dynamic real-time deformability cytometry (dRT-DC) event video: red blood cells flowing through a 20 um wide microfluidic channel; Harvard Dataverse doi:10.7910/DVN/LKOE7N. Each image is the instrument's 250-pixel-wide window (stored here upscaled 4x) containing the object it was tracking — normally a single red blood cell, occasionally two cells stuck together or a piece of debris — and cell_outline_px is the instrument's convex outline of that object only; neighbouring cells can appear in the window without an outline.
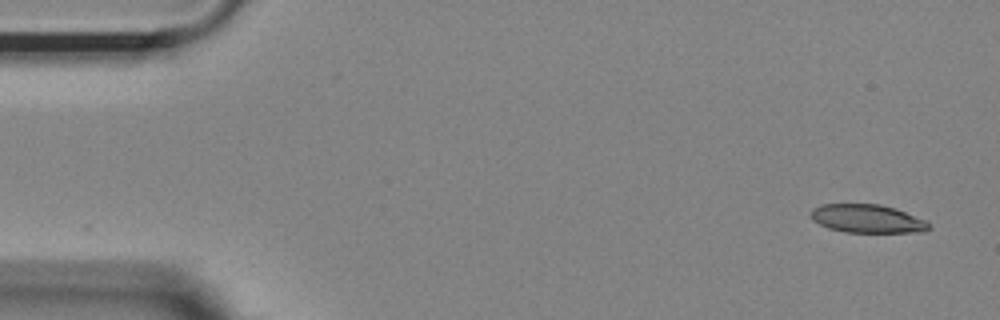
{"species": "Egyptian fruit bat (a non-hibernating species)", "species_latin": "Rousettus aegyptiacus", "temperature_condition": "room temperature", "stored_images_in_passage": 30, "camera_frame_rate_fps": 3000, "um_per_image_px": 0.085, "animal": {"sex": "female"}, "frame": {"image": 1, "passage_image": 1, "time_ms": 0.0, "image_size_px": [1000, 320], "cell_outline_px": [[932, 228], [924, 232], [844, 232], [828, 228], [812, 220], [808, 212], [812, 208], [820, 204], [880, 204], [896, 208], [924, 220]], "centroid_in_image_um": [73.67, 18.58], "position_along_channel_um": 11.3, "area_um2": 19.65}}
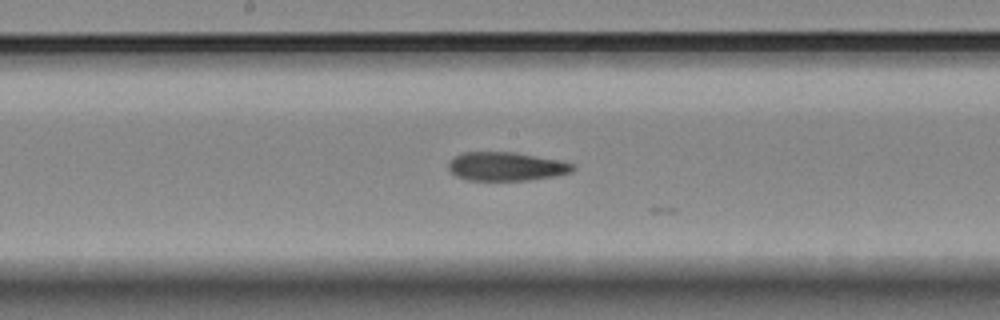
{"frame": {"image": 2, "passage_image": 26, "time_ms": 8.333, "image_size_px": [1000, 320], "cell_outline_px": [[576, 168], [572, 172], [556, 176], [528, 180], [468, 180], [456, 176], [448, 168], [448, 160], [464, 152], [516, 152], [560, 160], [576, 164]], "centroid_in_image_um": [43.07, 14.14], "position_along_channel_um": 205.1, "area_um2": 20.98}}
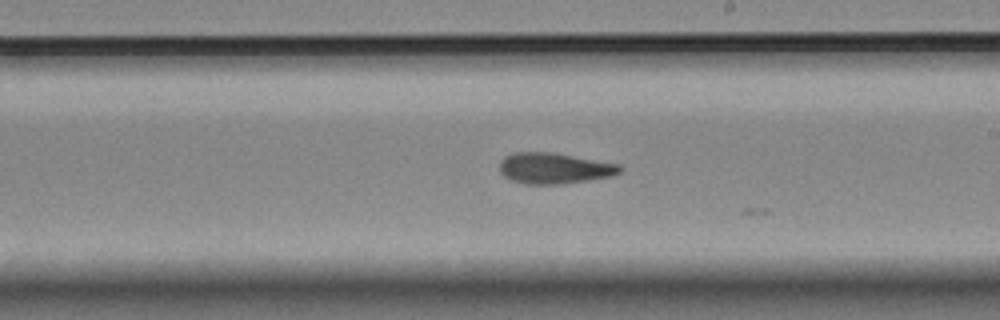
{"frame": {"image": 3, "passage_image": 29, "time_ms": 9.333, "image_size_px": [1000, 320], "cell_outline_px": [[624, 168], [620, 172], [612, 176], [588, 180], [560, 184], [524, 184], [512, 180], [504, 176], [500, 172], [500, 160], [504, 156], [512, 152], [552, 152], [620, 164]], "centroid_in_image_um": [47.1, 14.29], "position_along_channel_um": 241.9, "area_um2": 21.79}}